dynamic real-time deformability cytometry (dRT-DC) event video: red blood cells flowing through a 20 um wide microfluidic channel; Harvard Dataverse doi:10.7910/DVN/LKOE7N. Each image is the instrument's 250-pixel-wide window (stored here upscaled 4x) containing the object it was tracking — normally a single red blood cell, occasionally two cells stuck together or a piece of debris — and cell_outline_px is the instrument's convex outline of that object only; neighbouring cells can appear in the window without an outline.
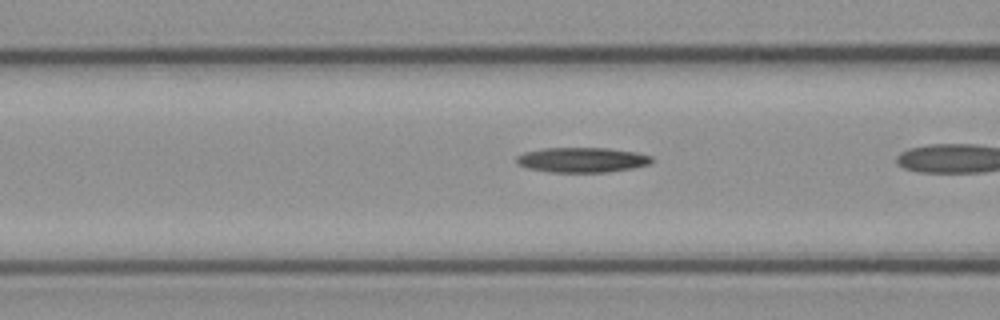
{"species": "common noctule bat (a hibernating species)", "species_latin": "Nyctalus noctula", "temperature_condition": "cold", "stored_images_in_passage": 20, "camera_frame_rate_fps": 3000, "um_per_image_px": 0.085, "animal": {"sex": "female", "body_mass_g": 21.9}, "frame": {"image": 1, "passage_image": 6, "time_ms": 1.667, "image_size_px": [1000, 320], "cell_outline_px": [[652, 160], [648, 164], [632, 168], [604, 172], [548, 172], [528, 168], [516, 164], [516, 156], [524, 152], [544, 148], [608, 148], [636, 152], [652, 156]], "centroid_in_image_um": [49.43, 13.58], "position_along_channel_um": 117.2, "area_um2": 19.65}}
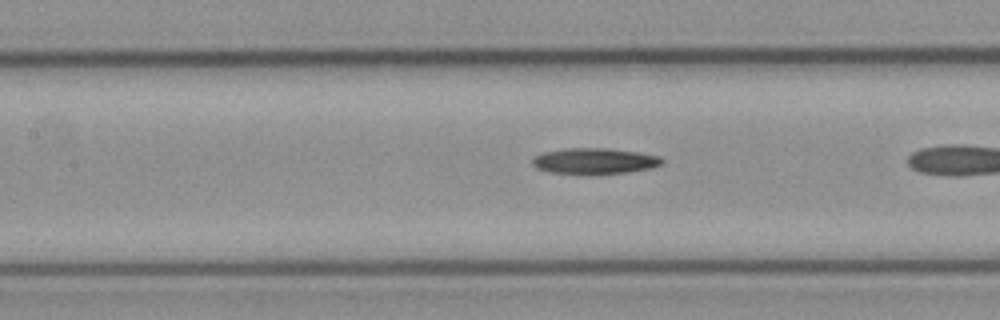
{"frame": {"image": 2, "passage_image": 9, "time_ms": 2.667, "image_size_px": [1000, 320], "cell_outline_px": [[664, 164], [652, 168], [628, 172], [548, 172], [536, 168], [532, 164], [532, 160], [536, 156], [544, 152], [564, 148], [608, 148], [640, 152], [660, 156], [664, 160]], "centroid_in_image_um": [50.59, 13.65], "position_along_channel_um": 156.8, "area_um2": 19.13}}
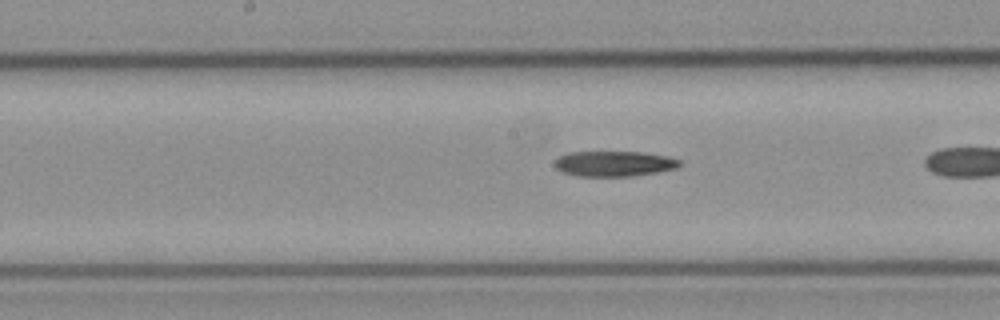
{"frame": {"image": 3, "passage_image": 12, "time_ms": 3.667, "image_size_px": [1000, 320], "cell_outline_px": [[680, 164], [676, 168], [656, 172], [632, 176], [576, 176], [564, 172], [556, 168], [552, 164], [560, 156], [568, 152], [640, 152], [668, 156], [680, 160]], "centroid_in_image_um": [52.17, 13.91], "position_along_channel_um": 196.0, "area_um2": 18.38}}